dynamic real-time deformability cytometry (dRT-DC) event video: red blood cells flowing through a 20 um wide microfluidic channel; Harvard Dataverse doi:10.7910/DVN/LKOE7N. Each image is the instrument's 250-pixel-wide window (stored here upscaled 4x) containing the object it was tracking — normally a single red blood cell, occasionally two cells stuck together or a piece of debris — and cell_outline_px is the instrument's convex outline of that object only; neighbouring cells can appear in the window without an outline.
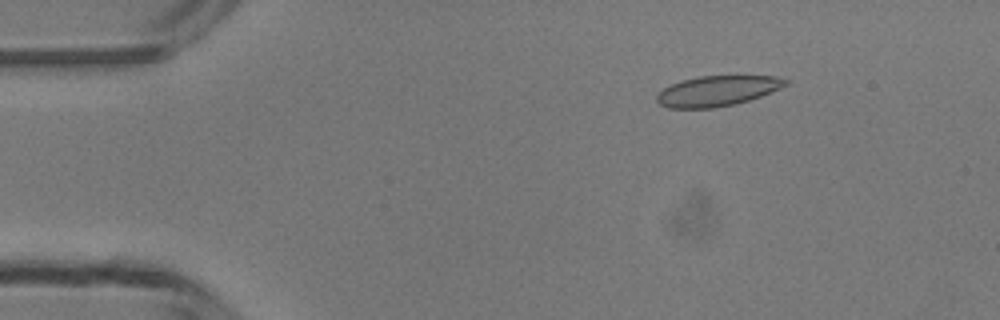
{"species": "common noctule bat (a hibernating species)", "species_latin": "Nyctalus noctula", "temperature_condition": "room temperature", "stored_images_in_passage": 49, "camera_frame_rate_fps": 3000, "um_per_image_px": 0.085, "animal": {"sex": "male", "body_mass_g": 13.3}, "frame": {"image": 1, "passage_image": 7, "time_ms": 2.0, "image_size_px": [1000, 320], "cell_outline_px": [[788, 84], [780, 88], [760, 96], [736, 104], [716, 108], [668, 108], [660, 104], [656, 100], [656, 96], [664, 88], [680, 80], [700, 76], [776, 76], [788, 80]], "centroid_in_image_um": [60.96, 7.73], "position_along_channel_um": 24.0, "area_um2": 22.66}}
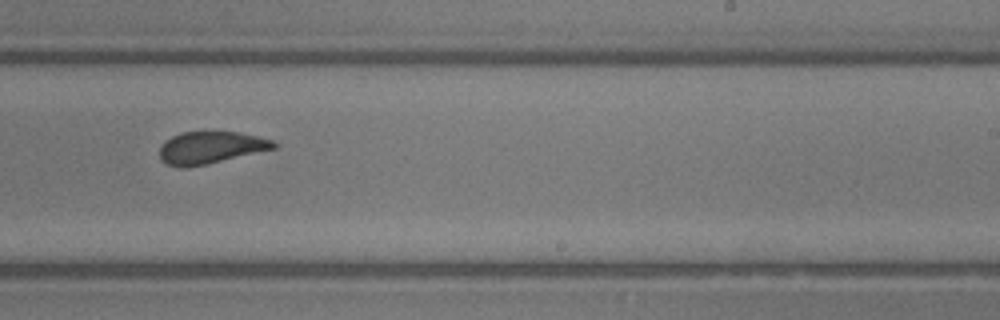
{"frame": {"image": 2, "passage_image": 30, "time_ms": 9.667, "image_size_px": [1000, 320], "cell_outline_px": [[276, 148], [204, 164], [184, 168], [180, 168], [168, 164], [160, 160], [160, 148], [164, 140], [180, 132], [236, 132], [256, 136], [272, 140], [276, 144]], "centroid_in_image_um": [17.84, 12.54], "position_along_channel_um": 271.2, "area_um2": 21.04}}
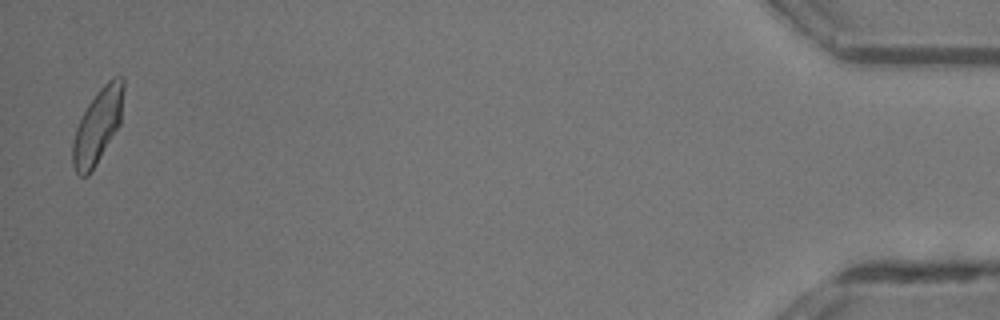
{"frame": {"image": 3, "passage_image": 48, "time_ms": 15.667, "image_size_px": [1000, 320], "cell_outline_px": [[124, 88], [120, 124], [96, 164], [88, 176], [80, 176], [76, 172], [72, 164], [72, 144], [76, 128], [88, 104], [96, 92], [112, 76], [124, 76]], "centroid_in_image_um": [8.31, 10.68], "position_along_channel_um": 426.9, "area_um2": 21.96}, "authors_computed_cell_mechanics": {"area_um2": 22.3686, "velocity_mm_per_s": 4.1852, "shape_relaxation_time_tau1_ms": 3.8888, "shape_relaxation_time_tau2_ms": 1.0102, "deformation_change_tau1": 0.1209, "deformation_change_tau2": 0.0628}}